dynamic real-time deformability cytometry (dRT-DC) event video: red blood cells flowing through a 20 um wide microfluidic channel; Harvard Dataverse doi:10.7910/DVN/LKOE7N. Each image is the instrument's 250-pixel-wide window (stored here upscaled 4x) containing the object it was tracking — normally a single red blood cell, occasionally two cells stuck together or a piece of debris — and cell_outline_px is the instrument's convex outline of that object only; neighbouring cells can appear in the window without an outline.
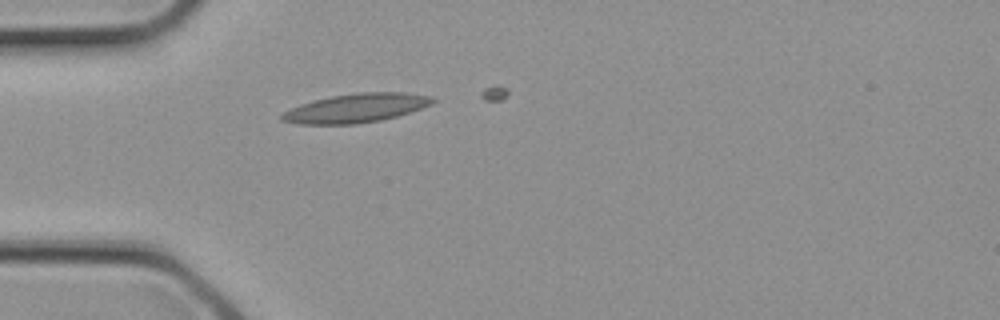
{"species": "common noctule bat (a hibernating species)", "species_latin": "Nyctalus noctula", "temperature_condition": "cold", "stored_images_in_passage": 1, "camera_frame_rate_fps": 3000, "um_per_image_px": 0.085, "animal": {"sex": "female", "body_mass_g": 21.9}, "frame": {"image": 1, "passage_image": 1, "time_ms": 0.0, "image_size_px": [1000, 320], "cell_outline_px": [[436, 100], [432, 104], [396, 116], [380, 120], [356, 124], [296, 124], [280, 120], [280, 116], [284, 112], [300, 104], [332, 96], [356, 92], [404, 92], [432, 96]], "centroid_in_image_um": [30.26, 9.18], "position_along_channel_um": 54.7, "area_um2": 25.26}}